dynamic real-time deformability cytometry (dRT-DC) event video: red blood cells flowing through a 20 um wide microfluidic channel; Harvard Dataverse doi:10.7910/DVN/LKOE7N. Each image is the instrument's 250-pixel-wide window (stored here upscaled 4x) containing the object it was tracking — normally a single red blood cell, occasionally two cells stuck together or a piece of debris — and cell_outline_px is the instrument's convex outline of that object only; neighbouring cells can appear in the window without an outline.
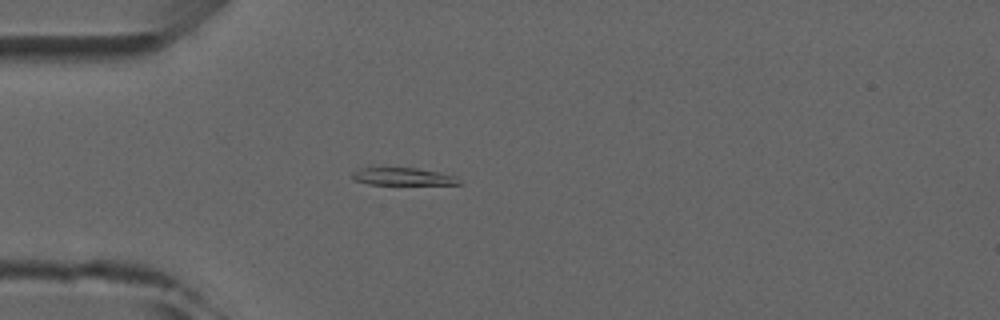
{"species": "common noctule bat (a hibernating species)", "species_latin": "Nyctalus noctula", "temperature_condition": "room temperature", "stored_images_in_passage": 4, "camera_frame_rate_fps": 3000, "um_per_image_px": 0.085, "animal": {"sex": "male", "forearm_length_mm": 52.5}, "frame": {"image": 1, "passage_image": 4, "time_ms": 4.333, "image_size_px": [1000, 320], "cell_outline_px": [[464, 184], [368, 184], [352, 180], [352, 172], [360, 168], [416, 168], [456, 176]], "centroid_in_image_um": [34.22, 15.01], "position_along_channel_um": 50.8, "area_um2": 10.75}}